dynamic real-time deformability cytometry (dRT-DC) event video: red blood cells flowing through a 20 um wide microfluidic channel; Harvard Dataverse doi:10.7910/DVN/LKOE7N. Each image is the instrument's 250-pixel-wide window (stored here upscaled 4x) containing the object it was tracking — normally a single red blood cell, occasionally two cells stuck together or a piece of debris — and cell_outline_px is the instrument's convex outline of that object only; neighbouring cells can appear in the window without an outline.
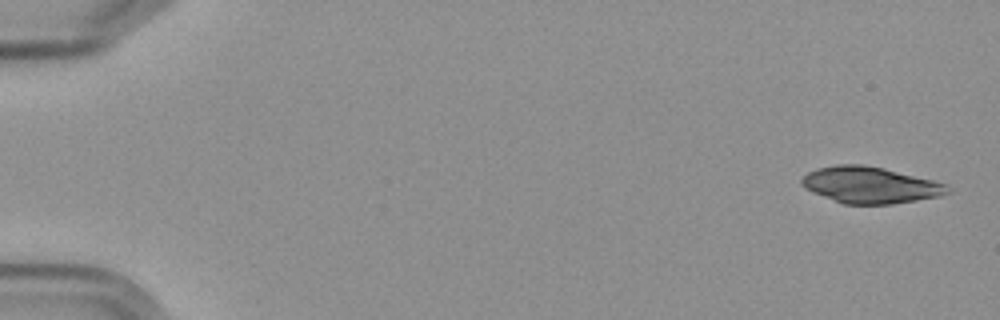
{"species": "Egyptian fruit bat (a non-hibernating species)", "species_latin": "Rousettus aegyptiacus", "temperature_condition": "cold", "stored_images_in_passage": 5, "camera_frame_rate_fps": 3000, "um_per_image_px": 0.085, "frame": {"image": 1, "passage_image": 1, "time_ms": 0.0, "image_size_px": [1000, 320], "cell_outline_px": [[952, 192], [940, 196], [892, 204], [844, 204], [812, 192], [804, 188], [800, 184], [800, 180], [808, 172], [816, 168], [836, 164], [864, 164], [884, 168], [948, 184], [952, 188]], "centroid_in_image_um": [73.97, 15.72], "position_along_channel_um": 11.0, "area_um2": 31.15}}
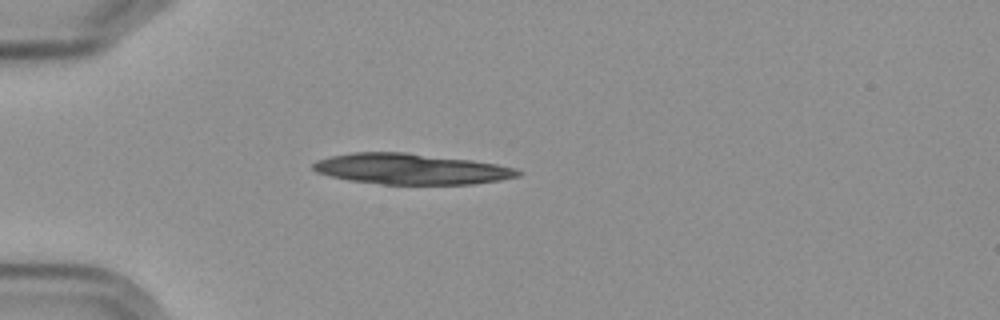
{"frame": {"image": 2, "passage_image": 5, "time_ms": 4.667, "image_size_px": [1000, 320], "cell_outline_px": [[524, 172], [520, 176], [500, 180], [472, 184], [380, 184], [348, 180], [316, 172], [312, 168], [312, 164], [316, 160], [332, 156], [352, 152], [404, 152], [472, 160], [496, 164], [516, 168]], "centroid_in_image_um": [34.95, 14.36], "position_along_channel_um": 50.1, "area_um2": 36.7}}